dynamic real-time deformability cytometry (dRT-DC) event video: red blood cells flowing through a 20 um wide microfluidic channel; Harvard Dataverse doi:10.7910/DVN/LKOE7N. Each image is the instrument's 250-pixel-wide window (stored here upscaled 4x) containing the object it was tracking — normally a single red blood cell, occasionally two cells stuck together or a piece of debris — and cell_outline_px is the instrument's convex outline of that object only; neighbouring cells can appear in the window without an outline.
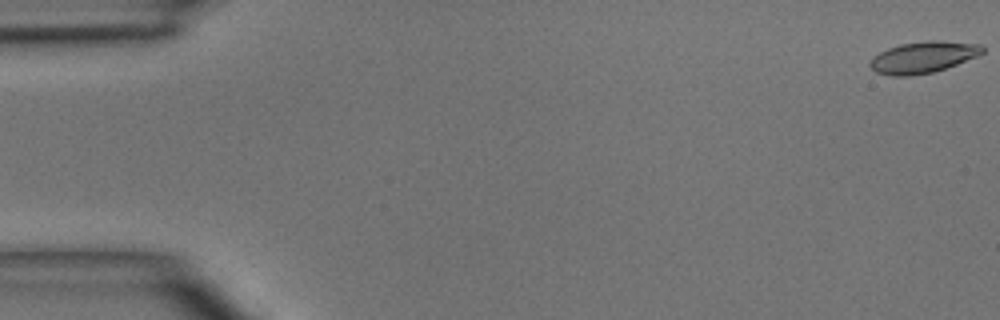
{"species": "common noctule bat (a hibernating species)", "species_latin": "Nyctalus noctula", "temperature_condition": "room temperature", "stored_images_in_passage": 6, "camera_frame_rate_fps": 3000, "um_per_image_px": 0.085, "animal": {"sex": "male", "body_mass_g": 15.6}, "frame": {"image": 1, "passage_image": 1, "time_ms": 0.0, "image_size_px": [1000, 320], "cell_outline_px": [[984, 52], [976, 56], [956, 64], [932, 72], [912, 76], [892, 76], [876, 72], [868, 64], [880, 52], [888, 48], [900, 44], [928, 40], [936, 40], [980, 44], [984, 48]], "centroid_in_image_um": [78.46, 4.86], "position_along_channel_um": 6.5, "area_um2": 20.35}}
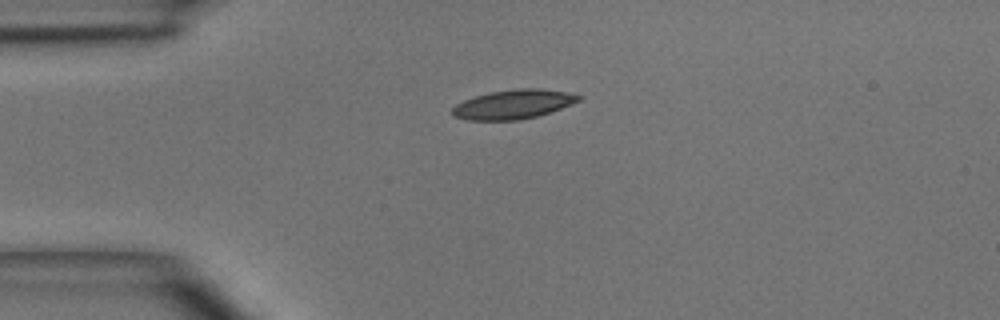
{"frame": {"image": 2, "passage_image": 4, "time_ms": 3.667, "image_size_px": [1000, 320], "cell_outline_px": [[580, 100], [560, 108], [536, 116], [516, 120], [468, 120], [452, 116], [452, 108], [456, 104], [464, 100], [476, 96], [492, 92], [520, 88], [540, 88], [564, 92], [580, 96]], "centroid_in_image_um": [43.57, 8.87], "position_along_channel_um": 41.4, "area_um2": 21.04}}